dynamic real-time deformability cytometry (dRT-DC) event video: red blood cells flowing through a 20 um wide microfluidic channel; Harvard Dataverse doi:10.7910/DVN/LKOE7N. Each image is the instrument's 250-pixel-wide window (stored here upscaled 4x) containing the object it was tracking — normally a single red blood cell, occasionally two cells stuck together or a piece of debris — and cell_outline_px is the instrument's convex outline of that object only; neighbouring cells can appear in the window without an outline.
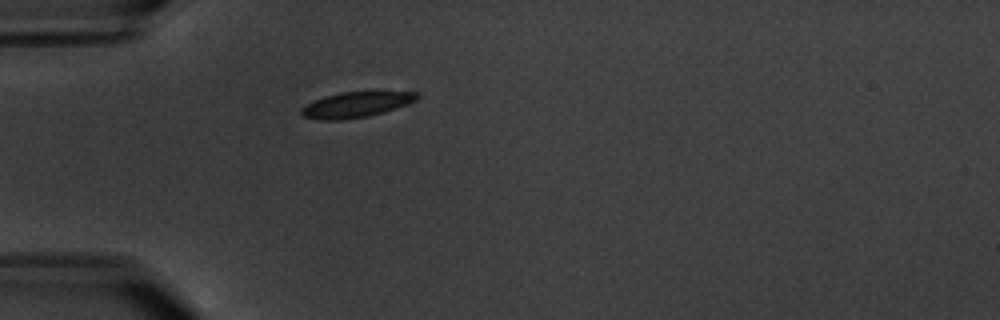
{"species": "common noctule bat (a hibernating species)", "species_latin": "Nyctalus noctula", "temperature_condition": "warm", "stored_images_in_passage": 4, "camera_frame_rate_fps": 3000, "um_per_image_px": 0.085, "animal": {"sex": "male", "body_mass_g": 20.1, "forearm_length_mm": 53.5}, "frame": {"image": 1, "passage_image": 4, "time_ms": 3.667, "image_size_px": [1000, 320], "cell_outline_px": [[416, 100], [384, 112], [368, 116], [340, 120], [324, 120], [304, 116], [300, 112], [300, 108], [324, 96], [340, 92], [416, 92]], "centroid_in_image_um": [30.21, 8.9], "position_along_channel_um": 54.8, "area_um2": 16.7}}